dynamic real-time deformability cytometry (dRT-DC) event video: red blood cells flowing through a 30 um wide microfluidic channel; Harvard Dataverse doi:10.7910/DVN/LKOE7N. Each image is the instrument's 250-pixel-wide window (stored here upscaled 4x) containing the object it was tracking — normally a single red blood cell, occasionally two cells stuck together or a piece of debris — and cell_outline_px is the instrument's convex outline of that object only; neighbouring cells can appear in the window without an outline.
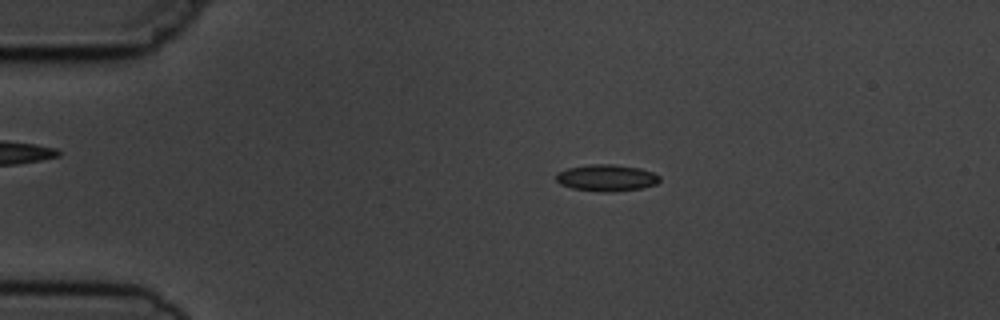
{"species": "common noctule bat (a hibernating species)", "species_latin": "Nyctalus noctula", "temperature_condition": "cold", "stored_images_in_passage": 5, "camera_frame_rate_fps": 3000, "um_per_image_px": 0.085, "animal": {"sex": "male", "body_mass_g": 19.5, "forearm_length_mm": 54.6}, "frame": {"image": 1, "passage_image": 3, "time_ms": 2.333, "image_size_px": [1000, 320], "cell_outline_px": [[660, 180], [656, 184], [640, 188], [612, 192], [604, 192], [572, 188], [560, 184], [556, 180], [556, 172], [568, 168], [592, 164], [612, 164], [640, 168], [652, 172], [660, 176]], "centroid_in_image_um": [51.54, 15.11], "position_along_channel_um": 33.5, "area_um2": 16.01}}
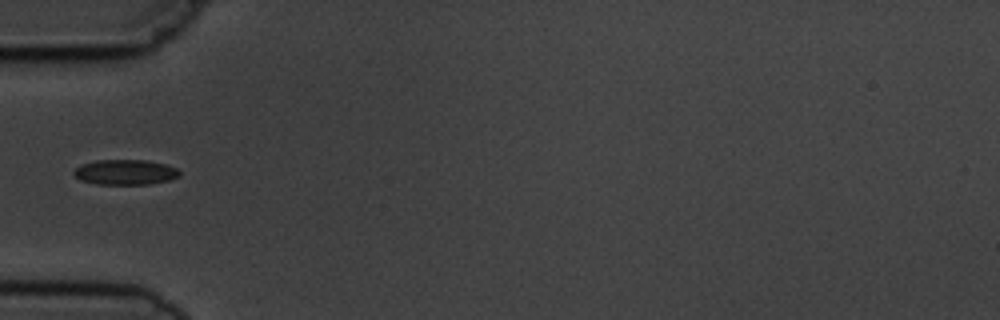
{"frame": {"image": 2, "passage_image": 5, "time_ms": 4.667, "image_size_px": [1000, 320], "cell_outline_px": [[180, 176], [168, 180], [148, 184], [96, 184], [80, 180], [72, 172], [80, 164], [96, 160], [148, 160], [164, 164], [176, 168], [180, 172]], "centroid_in_image_um": [10.62, 14.63], "position_along_channel_um": 74.4, "area_um2": 15.49}}